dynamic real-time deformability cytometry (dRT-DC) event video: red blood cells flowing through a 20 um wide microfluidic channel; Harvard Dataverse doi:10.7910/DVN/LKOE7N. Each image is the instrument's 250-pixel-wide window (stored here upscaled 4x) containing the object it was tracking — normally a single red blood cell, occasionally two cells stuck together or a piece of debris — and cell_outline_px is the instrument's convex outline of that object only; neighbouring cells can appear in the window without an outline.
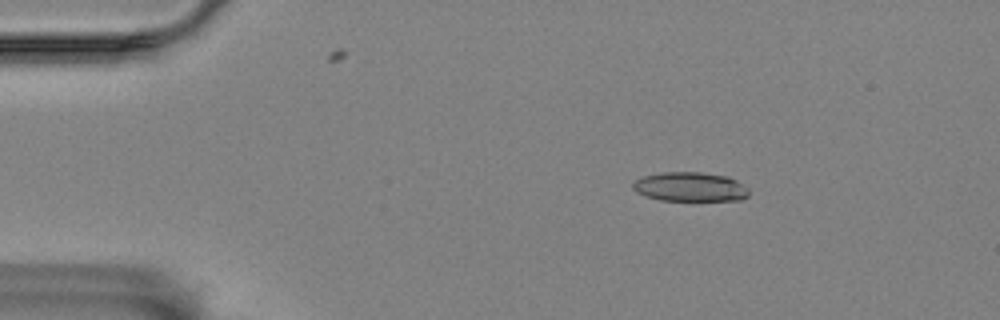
{"species": "Egyptian fruit bat (a non-hibernating species)", "species_latin": "Rousettus aegyptiacus", "temperature_condition": "room temperature", "stored_images_in_passage": 4, "camera_frame_rate_fps": 3000, "um_per_image_px": 0.085, "animal": {"sex": "female"}, "frame": {"image": 1, "passage_image": 2, "time_ms": 2.333, "image_size_px": [1000, 320], "cell_outline_px": [[748, 196], [740, 200], [660, 200], [644, 196], [636, 192], [632, 188], [632, 184], [640, 176], [660, 172], [700, 172], [728, 176], [744, 184], [748, 188]], "centroid_in_image_um": [58.63, 15.87], "position_along_channel_um": 26.4, "area_um2": 20.0}}